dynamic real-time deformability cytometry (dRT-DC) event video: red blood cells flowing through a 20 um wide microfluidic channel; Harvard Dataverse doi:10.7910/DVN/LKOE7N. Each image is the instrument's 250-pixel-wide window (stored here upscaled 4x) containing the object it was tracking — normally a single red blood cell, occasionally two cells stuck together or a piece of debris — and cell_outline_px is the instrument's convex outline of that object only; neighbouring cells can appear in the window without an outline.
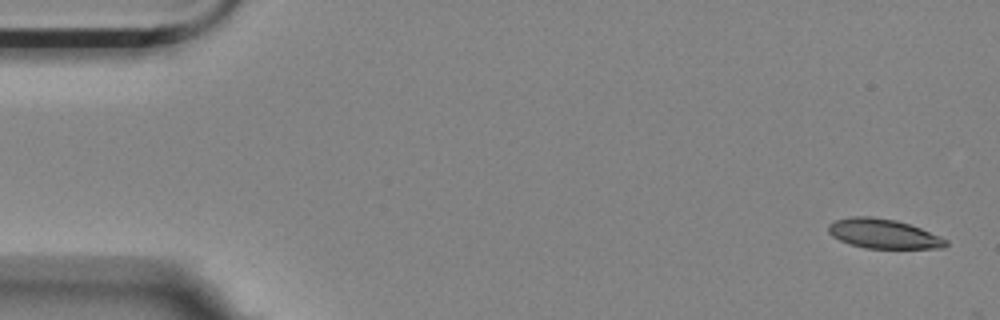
{"species": "Egyptian fruit bat (a non-hibernating species)", "species_latin": "Rousettus aegyptiacus", "temperature_condition": "room temperature", "stored_images_in_passage": 5, "camera_frame_rate_fps": 3000, "um_per_image_px": 0.085, "animal": {"sex": "female"}, "frame": {"image": 1, "passage_image": 1, "time_ms": 0.0, "image_size_px": [1000, 320], "cell_outline_px": [[948, 244], [944, 248], [868, 248], [852, 244], [840, 240], [832, 236], [828, 232], [828, 224], [836, 220], [852, 216], [872, 216], [896, 220], [920, 228], [940, 236], [948, 240]], "centroid_in_image_um": [75.09, 19.86], "position_along_channel_um": 9.9, "area_um2": 20.06}}